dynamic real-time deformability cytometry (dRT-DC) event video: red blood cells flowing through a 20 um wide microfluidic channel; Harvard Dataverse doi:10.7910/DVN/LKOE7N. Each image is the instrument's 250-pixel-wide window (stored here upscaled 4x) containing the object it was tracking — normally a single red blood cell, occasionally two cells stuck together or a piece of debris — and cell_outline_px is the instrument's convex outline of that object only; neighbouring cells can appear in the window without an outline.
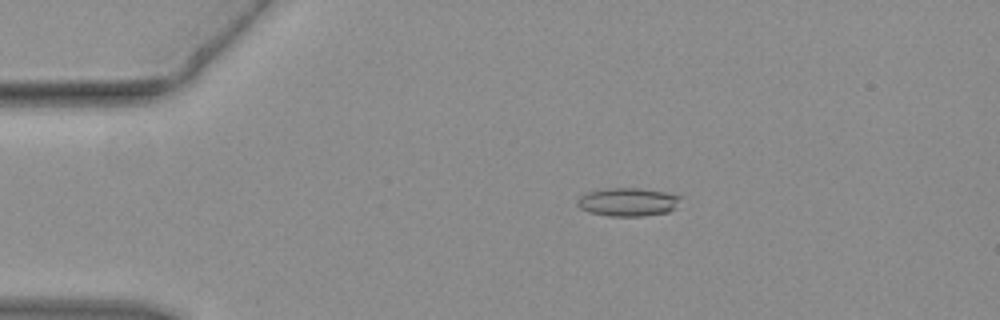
{"species": "common noctule bat (a hibernating species)", "species_latin": "Nyctalus noctula", "temperature_condition": "warm", "stored_images_in_passage": 46, "camera_frame_rate_fps": 3000, "um_per_image_px": 0.085, "animal": {"sex": "female", "body_mass_g": 19.3, "forearm_length_mm": 54.1}, "frame": {"image": 1, "passage_image": 9, "time_ms": 2.667, "image_size_px": [1000, 320], "cell_outline_px": [[680, 196], [672, 208], [668, 212], [644, 216], [608, 216], [588, 212], [580, 208], [576, 204], [576, 200], [580, 196], [588, 192], [604, 188], [636, 188], [664, 192]], "centroid_in_image_um": [53.27, 17.17], "position_along_channel_um": 31.7, "area_um2": 16.82}}
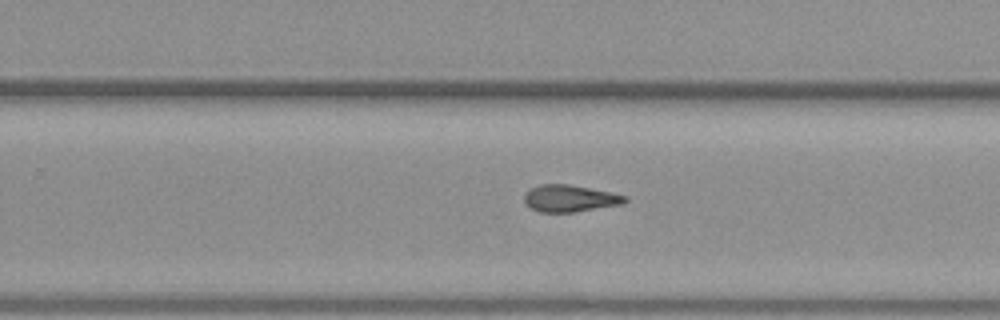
{"frame": {"image": 2, "passage_image": 29, "time_ms": 9.333, "image_size_px": [1000, 320], "cell_outline_px": [[628, 200], [624, 204], [576, 212], [540, 212], [532, 208], [524, 200], [524, 196], [532, 188], [540, 184], [568, 184], [612, 192], [628, 196]], "centroid_in_image_um": [48.51, 16.86], "position_along_channel_um": 281.3, "area_um2": 15.78}}
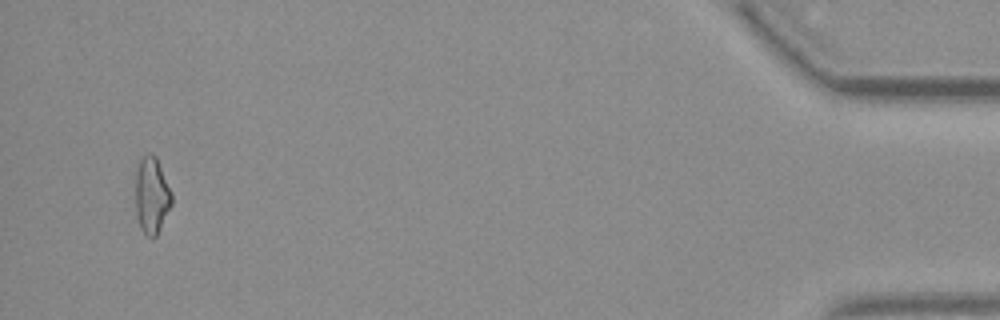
{"frame": {"image": 3, "passage_image": 44, "time_ms": 14.333, "image_size_px": [1000, 320], "cell_outline_px": [[172, 204], [156, 236], [148, 236], [140, 228], [136, 216], [136, 172], [140, 160], [148, 152], [152, 152], [156, 156], [172, 192]], "centroid_in_image_um": [12.9, 16.58], "position_along_channel_um": 422.3, "area_um2": 16.13}}